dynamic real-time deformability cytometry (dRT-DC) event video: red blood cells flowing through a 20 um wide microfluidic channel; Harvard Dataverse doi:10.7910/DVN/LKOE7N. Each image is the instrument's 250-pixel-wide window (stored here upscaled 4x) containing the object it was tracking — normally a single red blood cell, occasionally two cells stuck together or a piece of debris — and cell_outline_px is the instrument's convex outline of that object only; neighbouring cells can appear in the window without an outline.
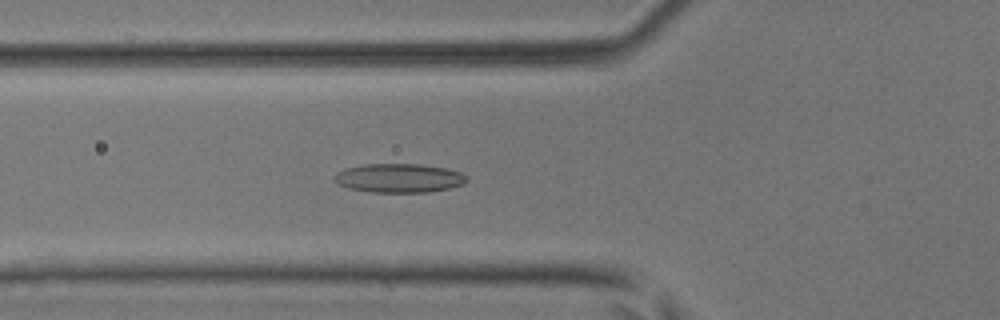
{"species": "common noctule bat (a hibernating species)", "species_latin": "Nyctalus noctula", "temperature_condition": "room temperature", "stored_images_in_passage": 50, "camera_frame_rate_fps": 3000, "um_per_image_px": 0.085, "animal": {"sex": "male", "body_mass_g": 17.9, "forearm_length_mm": 54.2}, "frame": {"image": 1, "passage_image": 19, "time_ms": 6.0, "image_size_px": [1000, 320], "cell_outline_px": [[468, 180], [464, 184], [448, 188], [428, 192], [372, 192], [348, 188], [336, 184], [332, 180], [332, 176], [336, 172], [348, 168], [364, 164], [416, 164], [444, 168], [460, 172], [468, 176]], "centroid_in_image_um": [33.87, 15.14], "position_along_channel_um": 91.9, "area_um2": 22.37}}
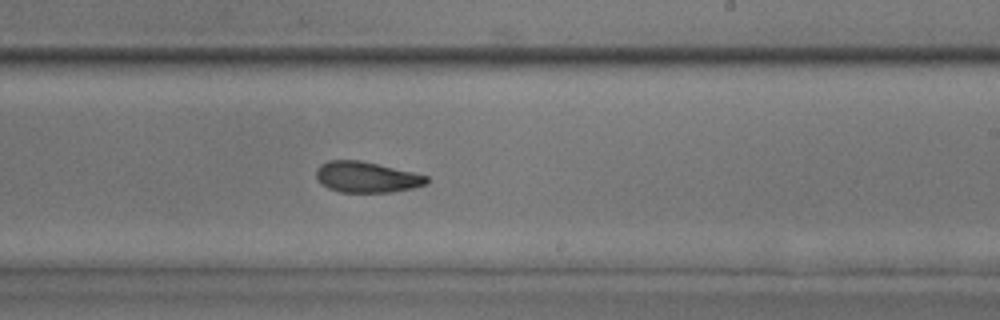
{"frame": {"image": 2, "passage_image": 31, "time_ms": 10.0, "image_size_px": [1000, 320], "cell_outline_px": [[428, 184], [412, 188], [392, 192], [340, 192], [328, 188], [316, 176], [316, 168], [320, 164], [328, 160], [360, 160], [412, 172], [428, 176]], "centroid_in_image_um": [31.16, 15.05], "position_along_channel_um": 257.8, "area_um2": 19.71}}
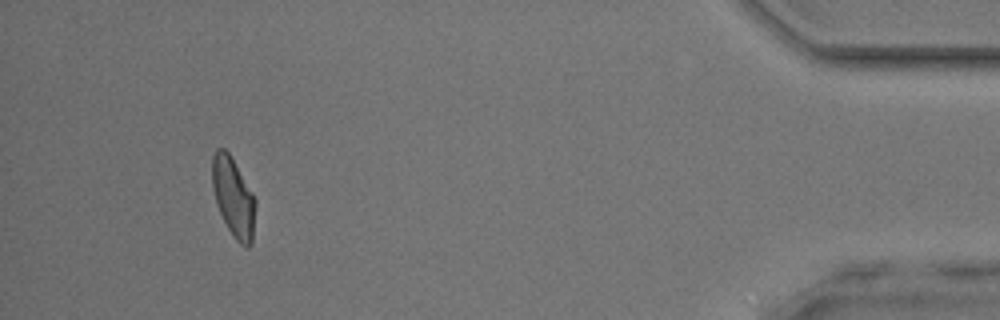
{"frame": {"image": 3, "passage_image": 47, "time_ms": 15.333, "image_size_px": [1000, 320], "cell_outline_px": [[256, 204], [252, 244], [248, 248], [240, 244], [236, 240], [228, 228], [216, 204], [212, 188], [212, 156], [216, 148], [224, 148], [228, 152], [252, 192], [256, 200]], "centroid_in_image_um": [19.83, 16.78], "position_along_channel_um": 415.4, "area_um2": 19.94}, "authors_computed_cell_mechanics": {"area_um2": 20.6057, "velocity_mm_per_s": 4.1588, "shape_relaxation_time_tau1_ms": 10.5538, "shape_relaxation_time_tau2_ms": 2.7658, "deformation_change_tau1": 0.2056, "deformation_change_tau2": 0.1046}}